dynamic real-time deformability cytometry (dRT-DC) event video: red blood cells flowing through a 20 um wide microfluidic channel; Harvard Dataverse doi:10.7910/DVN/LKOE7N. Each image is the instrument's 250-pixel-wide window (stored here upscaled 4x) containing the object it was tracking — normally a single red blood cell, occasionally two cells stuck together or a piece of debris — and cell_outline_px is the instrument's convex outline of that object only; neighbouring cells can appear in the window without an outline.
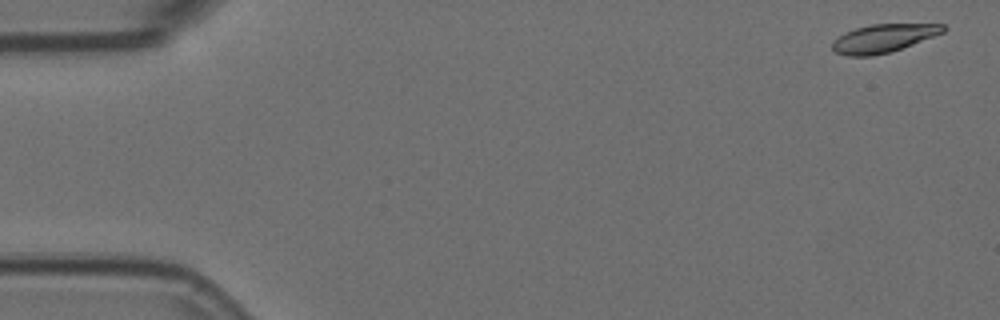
{"species": "Egyptian fruit bat (a non-hibernating species)", "species_latin": "Rousettus aegyptiacus", "temperature_condition": "room temperature", "stored_images_in_passage": 5, "camera_frame_rate_fps": 3000, "um_per_image_px": 0.085, "animal": {"sex": "female"}, "frame": {"image": 1, "passage_image": 1, "time_ms": 0.0, "image_size_px": [1000, 320], "cell_outline_px": [[948, 28], [944, 32], [892, 52], [872, 56], [848, 56], [836, 52], [832, 48], [832, 40], [844, 32], [856, 28], [872, 24], [944, 24]], "centroid_in_image_um": [75.08, 3.26], "position_along_channel_um": 9.9, "area_um2": 18.32}}
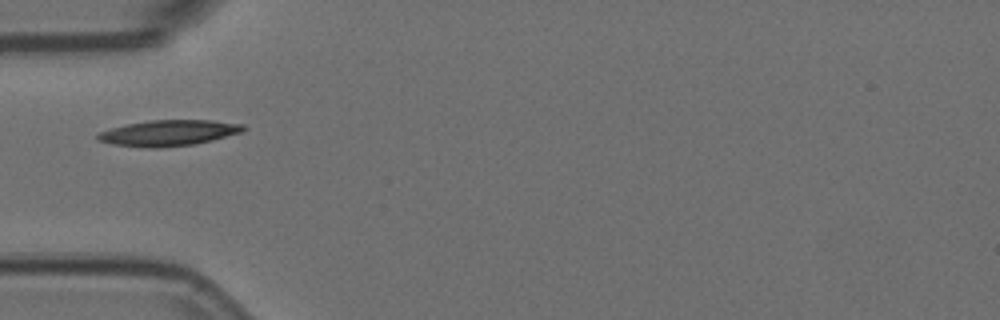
{"frame": {"image": 2, "passage_image": 5, "time_ms": 1.333, "image_size_px": [1000, 320], "cell_outline_px": [[248, 128], [240, 132], [212, 140], [196, 144], [160, 148], [148, 148], [112, 144], [96, 140], [96, 136], [100, 132], [112, 128], [128, 124], [148, 120], [212, 120], [244, 124]], "centroid_in_image_um": [14.34, 11.3], "position_along_channel_um": 70.7, "area_um2": 21.96}}